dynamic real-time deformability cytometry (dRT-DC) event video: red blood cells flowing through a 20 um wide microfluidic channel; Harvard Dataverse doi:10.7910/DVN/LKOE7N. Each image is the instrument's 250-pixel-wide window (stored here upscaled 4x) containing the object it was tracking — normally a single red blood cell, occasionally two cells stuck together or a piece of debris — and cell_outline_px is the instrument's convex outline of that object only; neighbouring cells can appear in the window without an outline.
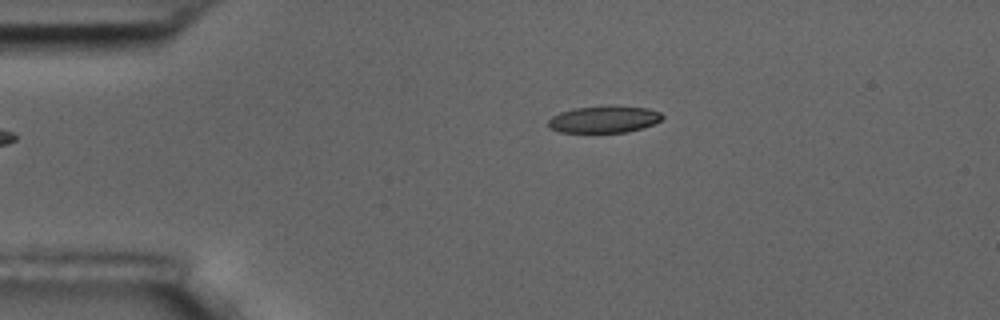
{"species": "common noctule bat (a hibernating species)", "species_latin": "Nyctalus noctula", "temperature_condition": "room temperature", "stored_images_in_passage": 3, "camera_frame_rate_fps": 3000, "um_per_image_px": 0.085, "animal": {"sex": "male", "body_mass_g": 17.5, "forearm_length_mm": 52.3}, "frame": {"image": 1, "passage_image": 3, "time_ms": 2.333, "image_size_px": [1000, 320], "cell_outline_px": [[664, 116], [660, 120], [644, 128], [624, 132], [560, 132], [548, 128], [548, 120], [552, 116], [560, 112], [572, 108], [608, 104], [648, 108], [660, 112]], "centroid_in_image_um": [51.32, 10.11], "position_along_channel_um": 33.7, "area_um2": 18.26}}